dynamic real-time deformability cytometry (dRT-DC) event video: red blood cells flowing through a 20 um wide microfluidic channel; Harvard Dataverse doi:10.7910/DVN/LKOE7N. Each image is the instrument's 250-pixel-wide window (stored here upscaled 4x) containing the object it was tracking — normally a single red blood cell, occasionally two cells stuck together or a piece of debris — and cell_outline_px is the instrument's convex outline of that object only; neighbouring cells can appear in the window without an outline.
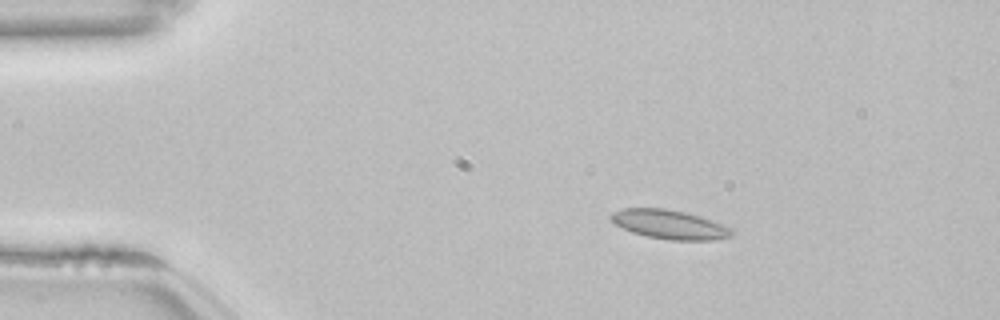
{"species": "common noctule bat (a hibernating species)", "species_latin": "Nyctalus noctula", "temperature_condition": "room temperature", "stored_images_in_passage": 45, "camera_frame_rate_fps": 3000, "um_per_image_px": 0.085, "animal": {"sex": "female", "body_mass_g": 22.7, "forearm_length_mm": 54.2}, "frame": {"image": 1, "passage_image": 1, "time_ms": 0.0, "image_size_px": [1000, 320], "cell_outline_px": [[736, 232], [732, 236], [712, 240], [672, 240], [648, 236], [632, 232], [616, 224], [608, 216], [612, 212], [620, 208], [664, 208], [688, 212], [700, 216], [732, 228]], "centroid_in_image_um": [56.93, 19.06], "position_along_channel_um": 28.1, "area_um2": 20.52}}
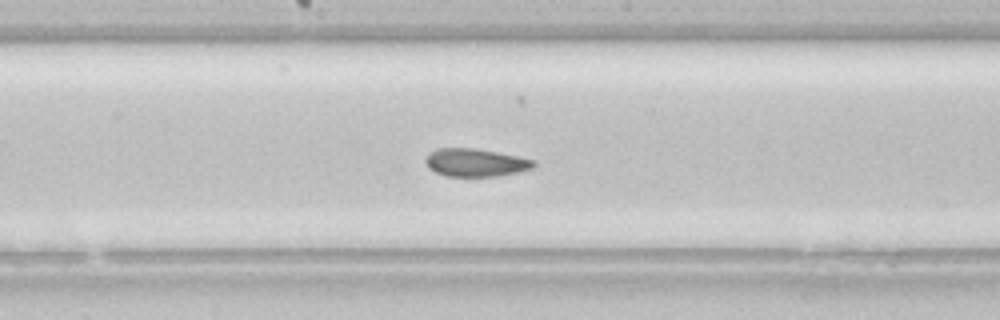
{"frame": {"image": 2, "passage_image": 20, "time_ms": 6.333, "image_size_px": [1000, 320], "cell_outline_px": [[536, 168], [496, 176], [448, 176], [436, 172], [428, 168], [424, 160], [428, 152], [436, 148], [476, 148], [536, 160]], "centroid_in_image_um": [40.41, 13.81], "position_along_channel_um": 207.8, "area_um2": 17.69}}
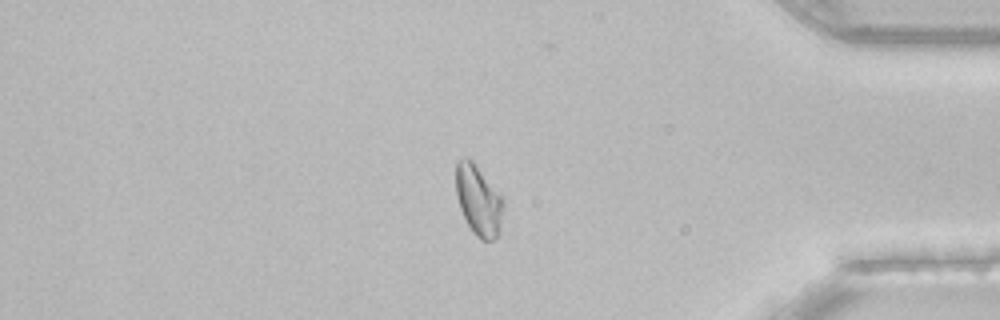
{"frame": {"image": 3, "passage_image": 37, "time_ms": 12.0, "image_size_px": [1000, 320], "cell_outline_px": [[504, 204], [500, 232], [492, 240], [480, 240], [472, 232], [460, 208], [456, 196], [456, 160], [460, 156], [468, 156], [472, 160], [504, 200]], "centroid_in_image_um": [40.65, 17.01], "position_along_channel_um": 394.5, "area_um2": 19.54}, "authors_computed_cell_mechanics": {"area_um2": 19.1318, "velocity_mm_per_s": 3.8288, "shape_relaxation_time_tau1_ms": null, "shape_relaxation_time_tau2_ms": 1.4432, "deformation_change_tau1": null, "deformation_change_tau2": 0.0517}}